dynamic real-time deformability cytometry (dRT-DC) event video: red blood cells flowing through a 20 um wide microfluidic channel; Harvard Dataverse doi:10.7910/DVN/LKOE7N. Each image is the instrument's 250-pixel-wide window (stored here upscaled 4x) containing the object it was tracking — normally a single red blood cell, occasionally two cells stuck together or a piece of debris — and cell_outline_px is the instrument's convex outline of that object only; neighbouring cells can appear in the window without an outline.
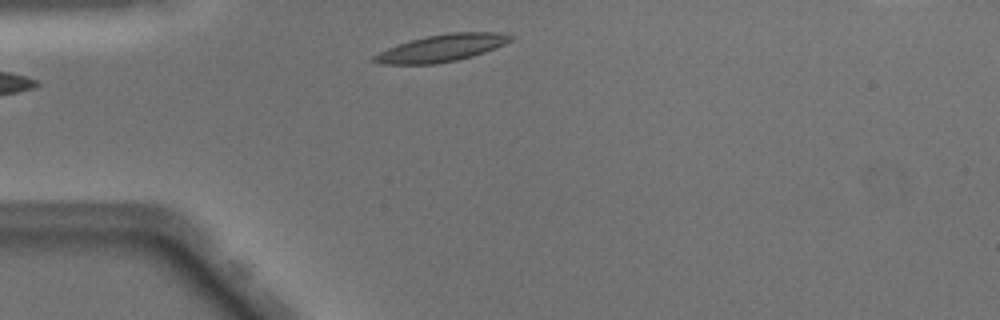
{"species": "Egyptian fruit bat (a non-hibernating species)", "species_latin": "Rousettus aegyptiacus", "temperature_condition": "warm", "stored_images_in_passage": 34, "camera_frame_rate_fps": 3000, "um_per_image_px": 0.085, "animal": {"sex": "male"}, "frame": {"image": 1, "passage_image": 1, "time_ms": 0.0, "image_size_px": [1000, 320], "cell_outline_px": [[516, 36], [512, 40], [504, 44], [484, 52], [472, 56], [456, 60], [436, 64], [380, 64], [372, 60], [372, 56], [388, 48], [412, 40], [428, 36], [448, 32], [496, 32]], "centroid_in_image_um": [37.56, 4.08], "position_along_channel_um": 47.4, "area_um2": 21.33}}
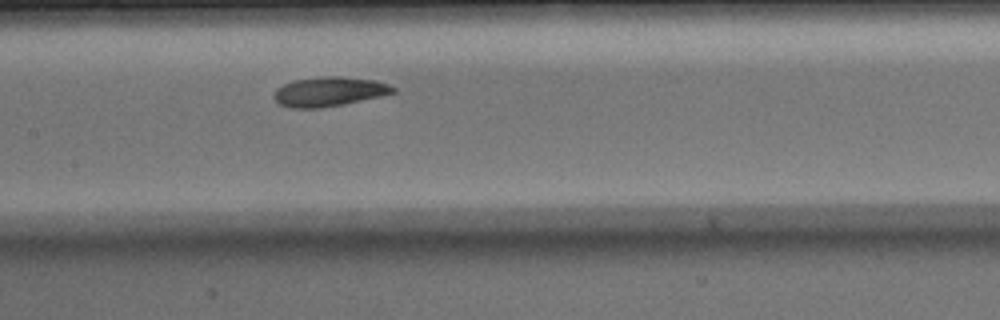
{"frame": {"image": 2, "passage_image": 12, "time_ms": 3.667, "image_size_px": [1000, 320], "cell_outline_px": [[396, 92], [380, 96], [344, 104], [316, 108], [288, 108], [280, 104], [272, 96], [272, 92], [276, 88], [292, 80], [324, 76], [336, 76], [376, 80], [388, 84], [396, 88]], "centroid_in_image_um": [27.94, 7.78], "position_along_channel_um": 179.5, "area_um2": 20.52}}
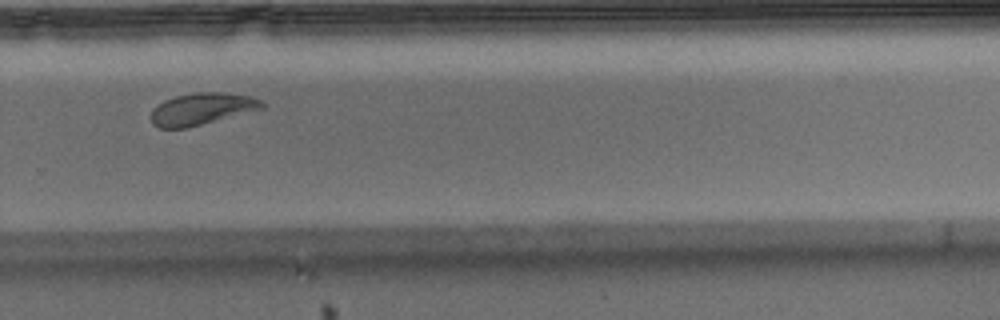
{"frame": {"image": 3, "passage_image": 22, "time_ms": 7.0, "image_size_px": [1000, 320], "cell_outline_px": [[264, 108], [188, 128], [160, 128], [152, 124], [152, 108], [164, 100], [176, 96], [196, 92], [224, 92], [248, 96], [260, 100], [264, 104]], "centroid_in_image_um": [17.13, 9.26], "position_along_channel_um": 312.7, "area_um2": 20.52}, "authors_computed_cell_mechanics": {"area_um2": 20.6635, "velocity_mm_per_s": 4.0152, "shape_relaxation_time_tau1_ms": 3.355, "shape_relaxation_time_tau2_ms": 2.8767, "deformation_change_tau1": 0.1492, "deformation_change_tau2": 0.0944}}